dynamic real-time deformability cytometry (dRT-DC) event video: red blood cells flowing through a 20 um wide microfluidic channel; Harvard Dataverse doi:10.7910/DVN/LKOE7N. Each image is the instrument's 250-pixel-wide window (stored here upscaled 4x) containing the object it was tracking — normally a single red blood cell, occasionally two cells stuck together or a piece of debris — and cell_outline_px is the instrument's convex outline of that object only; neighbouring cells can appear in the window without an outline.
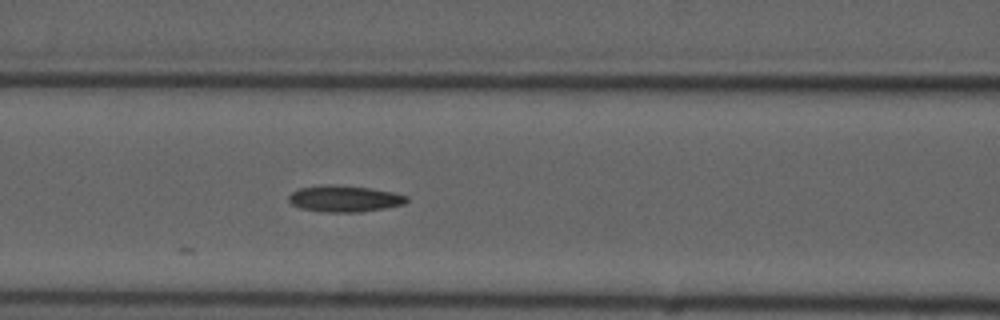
{"species": "common noctule bat (a hibernating species)", "species_latin": "Nyctalus noctula", "temperature_condition": "cold", "stored_images_in_passage": 8, "camera_frame_rate_fps": 3000, "um_per_image_px": 0.085, "animal": {"sex": "male", "forearm_length_mm": 52.5}, "frame": {"image": 1, "passage_image": 6, "time_ms": 5.667, "image_size_px": [1000, 320], "cell_outline_px": [[408, 200], [404, 204], [384, 208], [360, 212], [324, 212], [300, 208], [292, 204], [288, 200], [288, 196], [292, 192], [300, 188], [368, 188], [392, 192], [408, 196]], "centroid_in_image_um": [29.32, 16.95], "position_along_channel_um": 137.3, "area_um2": 16.99}}
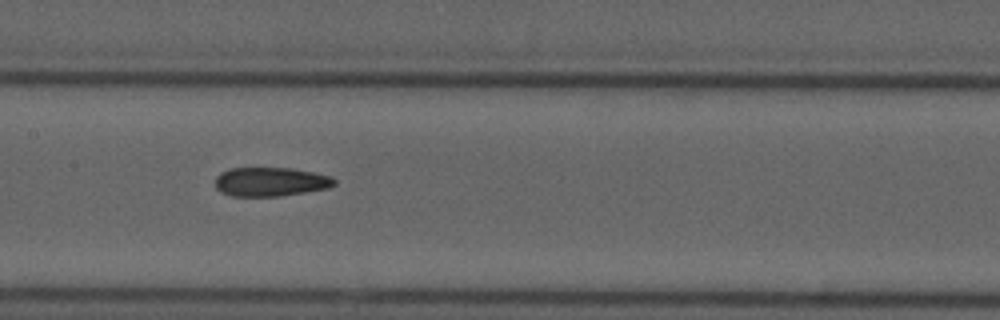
{"frame": {"image": 2, "passage_image": 8, "time_ms": 9.333, "image_size_px": [1000, 320], "cell_outline_px": [[336, 184], [328, 188], [280, 196], [232, 196], [220, 192], [216, 188], [216, 176], [220, 172], [228, 168], [292, 168], [332, 176], [336, 180]], "centroid_in_image_um": [22.98, 15.45], "position_along_channel_um": 184.4, "area_um2": 20.23}}